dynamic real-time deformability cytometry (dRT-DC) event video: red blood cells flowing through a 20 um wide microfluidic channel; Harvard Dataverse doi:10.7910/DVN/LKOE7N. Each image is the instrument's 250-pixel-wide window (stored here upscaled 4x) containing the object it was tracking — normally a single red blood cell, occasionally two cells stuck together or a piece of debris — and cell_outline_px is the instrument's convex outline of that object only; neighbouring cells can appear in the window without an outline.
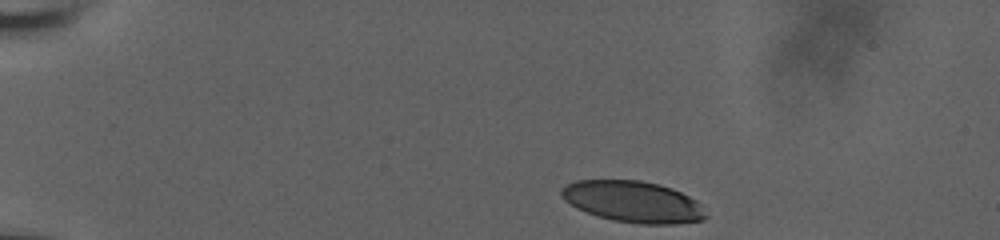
{"species": "human", "species_latin": "Homo sapiens", "temperature_condition": "room temperature", "stored_images_in_passage": 6, "camera_frame_rate_fps": 3000, "um_per_image_px": 0.085, "donor": {"sex": "male"}, "frame": {"image": 1, "passage_image": 1, "time_ms": 0.0, "image_size_px": [1000, 240], "cell_outline_px": [[708, 216], [704, 220], [672, 224], [640, 224], [612, 220], [576, 208], [564, 200], [560, 196], [560, 188], [576, 180], [640, 180], [660, 184], [672, 188], [704, 204]], "centroid_in_image_um": [53.84, 17.14], "position_along_channel_um": 31.2, "area_um2": 35.08}}
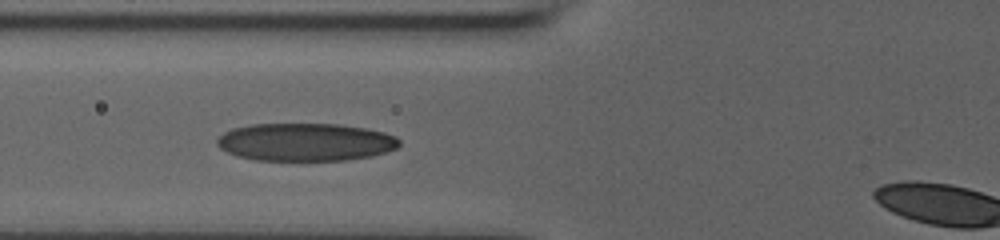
{"frame": {"image": 2, "passage_image": 5, "time_ms": 1.333, "image_size_px": [1000, 240], "cell_outline_px": [[400, 144], [396, 148], [372, 156], [344, 160], [256, 160], [236, 156], [220, 148], [216, 144], [216, 140], [224, 132], [232, 128], [252, 124], [340, 124], [368, 128], [384, 132], [396, 136], [400, 140]], "centroid_in_image_um": [25.96, 12.07], "position_along_channel_um": 99.8, "area_um2": 40.34}}
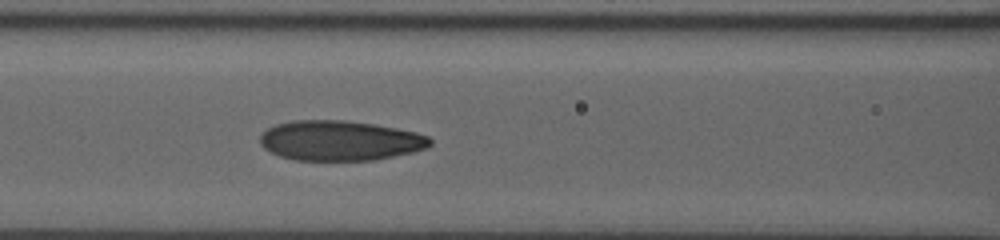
{"frame": {"image": 3, "passage_image": 6, "time_ms": 1.667, "image_size_px": [1000, 240], "cell_outline_px": [[432, 144], [428, 148], [412, 152], [376, 160], [296, 160], [280, 156], [264, 148], [260, 144], [260, 136], [268, 128], [276, 124], [292, 120], [344, 120], [372, 124], [396, 128], [416, 132], [428, 136], [432, 140]], "centroid_in_image_um": [28.91, 11.95], "position_along_channel_um": 137.7, "area_um2": 39.65}}